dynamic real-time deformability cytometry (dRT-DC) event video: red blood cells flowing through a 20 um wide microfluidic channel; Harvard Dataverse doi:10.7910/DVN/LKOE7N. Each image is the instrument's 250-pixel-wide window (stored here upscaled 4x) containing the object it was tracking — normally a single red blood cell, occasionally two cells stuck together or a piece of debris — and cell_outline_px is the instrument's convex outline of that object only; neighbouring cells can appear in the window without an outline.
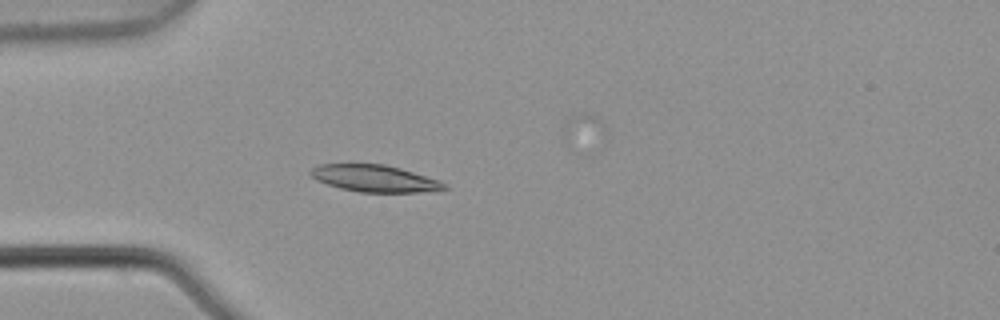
{"species": "common noctule bat (a hibernating species)", "species_latin": "Nyctalus noctula", "temperature_condition": "warm", "stored_images_in_passage": 5, "camera_frame_rate_fps": 3000, "um_per_image_px": 0.085, "animal": {"sex": "male", "body_mass_g": 21.5, "forearm_length_mm": 52.0}, "frame": {"image": 1, "passage_image": 4, "time_ms": 1.0, "image_size_px": [1000, 320], "cell_outline_px": [[452, 188], [440, 192], [360, 192], [340, 188], [316, 180], [308, 172], [312, 168], [320, 164], [384, 164], [400, 168], [440, 180]], "centroid_in_image_um": [31.94, 15.18], "position_along_channel_um": 53.1, "area_um2": 21.21}}